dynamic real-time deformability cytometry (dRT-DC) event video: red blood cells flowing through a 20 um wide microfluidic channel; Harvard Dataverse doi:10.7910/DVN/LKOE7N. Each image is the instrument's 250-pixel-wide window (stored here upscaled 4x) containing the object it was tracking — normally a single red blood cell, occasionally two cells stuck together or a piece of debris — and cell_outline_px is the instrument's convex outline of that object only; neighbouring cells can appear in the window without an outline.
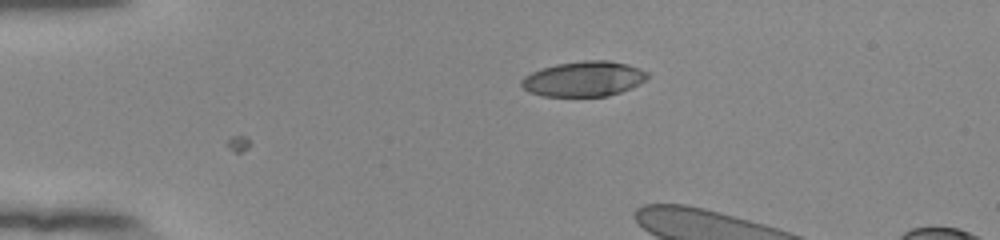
{"species": "human", "species_latin": "Homo sapiens", "temperature_condition": "room temperature", "stored_images_in_passage": 10, "camera_frame_rate_fps": 3000, "um_per_image_px": 0.085, "donor": {"sex": "female"}, "frame": {"image": 1, "passage_image": 1, "time_ms": 0.0, "image_size_px": [1000, 240], "cell_outline_px": [[648, 76], [644, 80], [632, 88], [608, 96], [544, 96], [528, 92], [520, 84], [520, 80], [524, 76], [532, 72], [556, 64], [584, 60], [608, 60], [628, 64], [640, 68], [648, 72]], "centroid_in_image_um": [49.62, 6.7], "position_along_channel_um": 35.4, "area_um2": 25.84}}
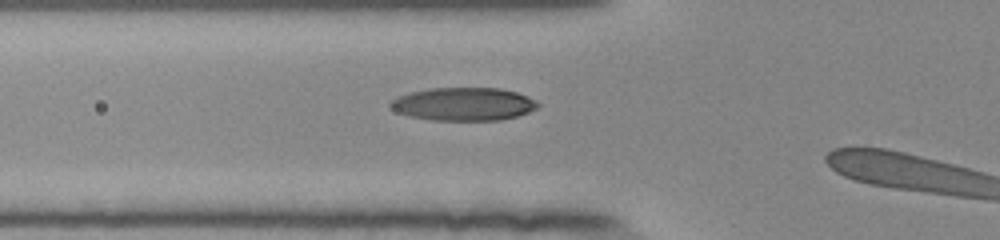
{"frame": {"image": 2, "passage_image": 9, "time_ms": 2.667, "image_size_px": [1000, 240], "cell_outline_px": [[540, 104], [536, 108], [528, 112], [516, 116], [500, 120], [432, 120], [412, 116], [396, 112], [388, 104], [396, 96], [412, 92], [432, 88], [500, 88], [516, 92], [528, 96], [536, 100]], "centroid_in_image_um": [39.41, 8.84], "position_along_channel_um": 86.4, "area_um2": 28.32}}